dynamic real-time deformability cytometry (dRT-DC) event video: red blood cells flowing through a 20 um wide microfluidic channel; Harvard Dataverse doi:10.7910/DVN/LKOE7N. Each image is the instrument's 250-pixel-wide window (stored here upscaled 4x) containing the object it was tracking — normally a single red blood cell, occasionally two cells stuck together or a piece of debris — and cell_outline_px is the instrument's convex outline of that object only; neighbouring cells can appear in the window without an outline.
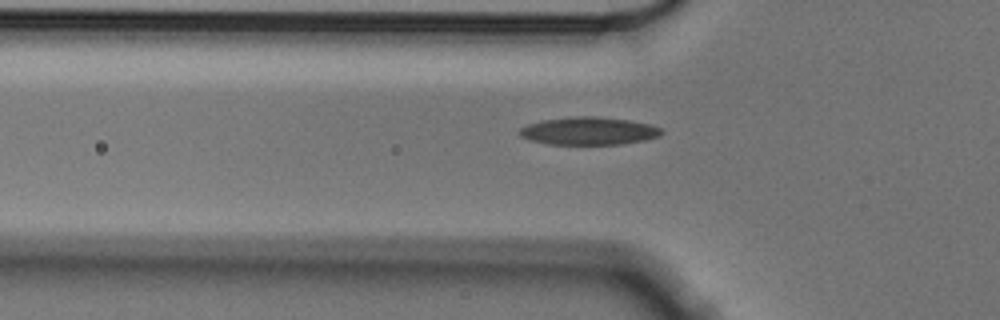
{"species": "Egyptian fruit bat (a non-hibernating species)", "species_latin": "Rousettus aegyptiacus", "temperature_condition": "cold", "stored_images_in_passage": 3, "camera_frame_rate_fps": 3000, "um_per_image_px": 0.085, "animal": {"sex": "male"}, "frame": {"image": 1, "passage_image": 2, "time_ms": 0.333, "image_size_px": [1000, 320], "cell_outline_px": [[664, 132], [660, 136], [644, 140], [620, 144], [548, 144], [532, 140], [520, 136], [520, 128], [528, 124], [540, 120], [568, 116], [596, 116], [628, 120], [652, 124], [660, 128]], "centroid_in_image_um": [50.06, 11.12], "position_along_channel_um": 75.7, "area_um2": 23.06}}